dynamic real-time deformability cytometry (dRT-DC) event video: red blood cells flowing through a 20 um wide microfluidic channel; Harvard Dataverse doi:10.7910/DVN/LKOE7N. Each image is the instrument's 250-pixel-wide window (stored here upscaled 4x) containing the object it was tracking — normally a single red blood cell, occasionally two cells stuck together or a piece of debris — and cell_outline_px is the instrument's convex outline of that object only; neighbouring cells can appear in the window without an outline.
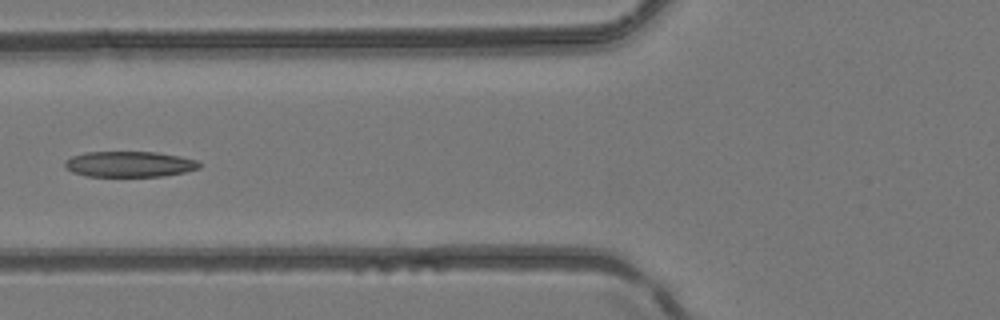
{"species": "common noctule bat (a hibernating species)", "species_latin": "Nyctalus noctula", "temperature_condition": "room temperature", "stored_images_in_passage": 4, "camera_frame_rate_fps": 3000, "um_per_image_px": 0.085, "animal": {"sex": "female", "body_mass_g": 24.6, "forearm_length_mm": 56.2}, "frame": {"image": 1, "passage_image": 4, "time_ms": 1.0, "image_size_px": [1000, 320], "cell_outline_px": [[200, 168], [184, 172], [164, 176], [88, 176], [72, 172], [64, 168], [64, 160], [72, 156], [84, 152], [156, 152], [180, 156], [200, 160]], "centroid_in_image_um": [11.0, 13.95], "position_along_channel_um": 114.8, "area_um2": 20.29}}